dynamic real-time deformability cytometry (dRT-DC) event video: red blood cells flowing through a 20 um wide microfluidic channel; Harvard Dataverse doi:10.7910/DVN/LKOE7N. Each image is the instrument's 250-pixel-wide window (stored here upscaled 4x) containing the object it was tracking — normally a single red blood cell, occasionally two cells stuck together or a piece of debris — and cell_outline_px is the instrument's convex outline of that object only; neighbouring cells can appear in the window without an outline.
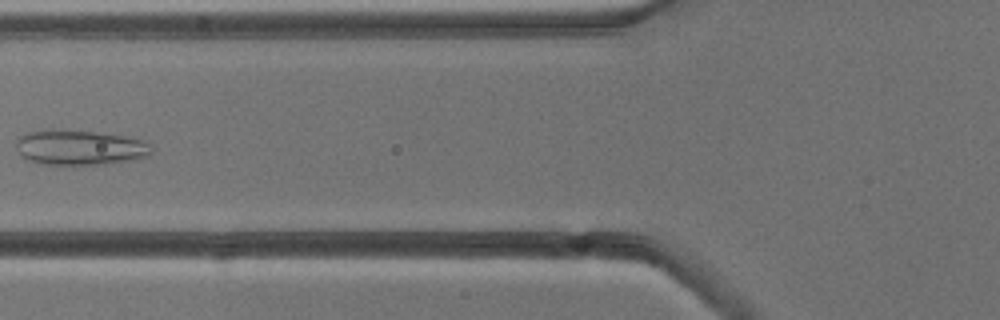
{"species": "common noctule bat (a hibernating species)", "species_latin": "Nyctalus noctula", "temperature_condition": "cold", "stored_images_in_passage": 7, "camera_frame_rate_fps": 3000, "um_per_image_px": 0.085, "animal": {"sex": "male", "body_mass_g": 13.3}, "frame": {"image": 1, "passage_image": 6, "time_ms": 6.667, "image_size_px": [1000, 320], "cell_outline_px": [[152, 152], [148, 156], [136, 160], [76, 168], [40, 164], [28, 160], [16, 148], [16, 140], [20, 136], [28, 132], [96, 132], [124, 136], [148, 140], [152, 144]], "centroid_in_image_um": [6.89, 12.63], "position_along_channel_um": 118.9, "area_um2": 28.09}}